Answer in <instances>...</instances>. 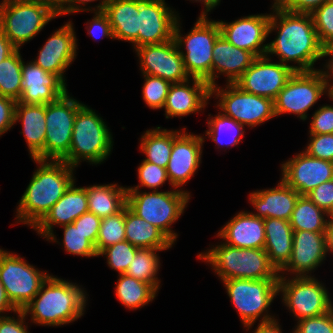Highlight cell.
<instances>
[{
  "instance_id": "cell-30",
  "label": "cell",
  "mask_w": 333,
  "mask_h": 333,
  "mask_svg": "<svg viewBox=\"0 0 333 333\" xmlns=\"http://www.w3.org/2000/svg\"><path fill=\"white\" fill-rule=\"evenodd\" d=\"M103 12L108 16L114 39L138 48L139 0H109Z\"/></svg>"
},
{
  "instance_id": "cell-57",
  "label": "cell",
  "mask_w": 333,
  "mask_h": 333,
  "mask_svg": "<svg viewBox=\"0 0 333 333\" xmlns=\"http://www.w3.org/2000/svg\"><path fill=\"white\" fill-rule=\"evenodd\" d=\"M17 48L5 36L2 29H0V62L12 55Z\"/></svg>"
},
{
  "instance_id": "cell-37",
  "label": "cell",
  "mask_w": 333,
  "mask_h": 333,
  "mask_svg": "<svg viewBox=\"0 0 333 333\" xmlns=\"http://www.w3.org/2000/svg\"><path fill=\"white\" fill-rule=\"evenodd\" d=\"M206 136L216 143L218 149L220 146L233 147L238 146L242 138L245 137V129L242 124L234 119L223 115L221 112L215 114L214 117L211 114L208 115Z\"/></svg>"
},
{
  "instance_id": "cell-2",
  "label": "cell",
  "mask_w": 333,
  "mask_h": 333,
  "mask_svg": "<svg viewBox=\"0 0 333 333\" xmlns=\"http://www.w3.org/2000/svg\"><path fill=\"white\" fill-rule=\"evenodd\" d=\"M38 164L16 209V222L34 228L75 181L64 161L32 159ZM40 165V166H39Z\"/></svg>"
},
{
  "instance_id": "cell-61",
  "label": "cell",
  "mask_w": 333,
  "mask_h": 333,
  "mask_svg": "<svg viewBox=\"0 0 333 333\" xmlns=\"http://www.w3.org/2000/svg\"><path fill=\"white\" fill-rule=\"evenodd\" d=\"M325 237H326V247L327 252L333 254V220L330 218L328 219L327 228L325 231Z\"/></svg>"
},
{
  "instance_id": "cell-50",
  "label": "cell",
  "mask_w": 333,
  "mask_h": 333,
  "mask_svg": "<svg viewBox=\"0 0 333 333\" xmlns=\"http://www.w3.org/2000/svg\"><path fill=\"white\" fill-rule=\"evenodd\" d=\"M94 17L86 23L87 33L95 40L103 37L114 39L112 26L109 22L108 16L103 12H94Z\"/></svg>"
},
{
  "instance_id": "cell-4",
  "label": "cell",
  "mask_w": 333,
  "mask_h": 333,
  "mask_svg": "<svg viewBox=\"0 0 333 333\" xmlns=\"http://www.w3.org/2000/svg\"><path fill=\"white\" fill-rule=\"evenodd\" d=\"M199 253L197 258L212 267L220 281L230 279H279L264 249L237 248L220 242Z\"/></svg>"
},
{
  "instance_id": "cell-1",
  "label": "cell",
  "mask_w": 333,
  "mask_h": 333,
  "mask_svg": "<svg viewBox=\"0 0 333 333\" xmlns=\"http://www.w3.org/2000/svg\"><path fill=\"white\" fill-rule=\"evenodd\" d=\"M268 35L277 33L267 43L266 56H278V61L295 71H313L317 60L323 57V47L318 39L311 14L286 10L272 3ZM295 63L294 65L288 63Z\"/></svg>"
},
{
  "instance_id": "cell-46",
  "label": "cell",
  "mask_w": 333,
  "mask_h": 333,
  "mask_svg": "<svg viewBox=\"0 0 333 333\" xmlns=\"http://www.w3.org/2000/svg\"><path fill=\"white\" fill-rule=\"evenodd\" d=\"M308 142L303 151L311 157L333 162V133L310 134Z\"/></svg>"
},
{
  "instance_id": "cell-31",
  "label": "cell",
  "mask_w": 333,
  "mask_h": 333,
  "mask_svg": "<svg viewBox=\"0 0 333 333\" xmlns=\"http://www.w3.org/2000/svg\"><path fill=\"white\" fill-rule=\"evenodd\" d=\"M265 246L270 263L279 272L289 261L293 244L290 222L278 218L264 219Z\"/></svg>"
},
{
  "instance_id": "cell-62",
  "label": "cell",
  "mask_w": 333,
  "mask_h": 333,
  "mask_svg": "<svg viewBox=\"0 0 333 333\" xmlns=\"http://www.w3.org/2000/svg\"><path fill=\"white\" fill-rule=\"evenodd\" d=\"M194 2H201V4L204 5V9L201 11V14H208V12H211L214 8H216L219 3L216 0H190Z\"/></svg>"
},
{
  "instance_id": "cell-54",
  "label": "cell",
  "mask_w": 333,
  "mask_h": 333,
  "mask_svg": "<svg viewBox=\"0 0 333 333\" xmlns=\"http://www.w3.org/2000/svg\"><path fill=\"white\" fill-rule=\"evenodd\" d=\"M98 0H62V9L60 12V16L62 15H69V14H75V12H82V11H92V12H101L104 11L106 4L109 2V0H101L99 4H97L94 8L88 6L86 8L89 2H94ZM83 5V6H82Z\"/></svg>"
},
{
  "instance_id": "cell-18",
  "label": "cell",
  "mask_w": 333,
  "mask_h": 333,
  "mask_svg": "<svg viewBox=\"0 0 333 333\" xmlns=\"http://www.w3.org/2000/svg\"><path fill=\"white\" fill-rule=\"evenodd\" d=\"M292 245L291 257L279 271V277H288L287 272H290V277L314 276L312 271L323 263L328 254L325 232L293 230Z\"/></svg>"
},
{
  "instance_id": "cell-43",
  "label": "cell",
  "mask_w": 333,
  "mask_h": 333,
  "mask_svg": "<svg viewBox=\"0 0 333 333\" xmlns=\"http://www.w3.org/2000/svg\"><path fill=\"white\" fill-rule=\"evenodd\" d=\"M311 16L323 49L333 46V0L323 3Z\"/></svg>"
},
{
  "instance_id": "cell-60",
  "label": "cell",
  "mask_w": 333,
  "mask_h": 333,
  "mask_svg": "<svg viewBox=\"0 0 333 333\" xmlns=\"http://www.w3.org/2000/svg\"><path fill=\"white\" fill-rule=\"evenodd\" d=\"M26 2L41 3L51 8L58 16L62 9V0H21Z\"/></svg>"
},
{
  "instance_id": "cell-45",
  "label": "cell",
  "mask_w": 333,
  "mask_h": 333,
  "mask_svg": "<svg viewBox=\"0 0 333 333\" xmlns=\"http://www.w3.org/2000/svg\"><path fill=\"white\" fill-rule=\"evenodd\" d=\"M137 176L139 184L127 189H140L143 187L150 188L153 191H158V188L163 186L166 181L169 182L166 168L159 167L158 165L142 161L137 168Z\"/></svg>"
},
{
  "instance_id": "cell-7",
  "label": "cell",
  "mask_w": 333,
  "mask_h": 333,
  "mask_svg": "<svg viewBox=\"0 0 333 333\" xmlns=\"http://www.w3.org/2000/svg\"><path fill=\"white\" fill-rule=\"evenodd\" d=\"M190 195L189 191L176 188L163 192L127 189V207L138 217L159 228L175 244L178 233L171 226L184 213Z\"/></svg>"
},
{
  "instance_id": "cell-13",
  "label": "cell",
  "mask_w": 333,
  "mask_h": 333,
  "mask_svg": "<svg viewBox=\"0 0 333 333\" xmlns=\"http://www.w3.org/2000/svg\"><path fill=\"white\" fill-rule=\"evenodd\" d=\"M324 94L329 96L331 93L319 69L295 71L274 100L275 116L289 113L305 121L307 111Z\"/></svg>"
},
{
  "instance_id": "cell-28",
  "label": "cell",
  "mask_w": 333,
  "mask_h": 333,
  "mask_svg": "<svg viewBox=\"0 0 333 333\" xmlns=\"http://www.w3.org/2000/svg\"><path fill=\"white\" fill-rule=\"evenodd\" d=\"M211 87L217 85L219 75L226 76V83H234L256 58L251 52L232 45L221 34L212 52Z\"/></svg>"
},
{
  "instance_id": "cell-17",
  "label": "cell",
  "mask_w": 333,
  "mask_h": 333,
  "mask_svg": "<svg viewBox=\"0 0 333 333\" xmlns=\"http://www.w3.org/2000/svg\"><path fill=\"white\" fill-rule=\"evenodd\" d=\"M142 74L160 77L171 84L187 81L183 57L174 39L160 44H147L134 49Z\"/></svg>"
},
{
  "instance_id": "cell-44",
  "label": "cell",
  "mask_w": 333,
  "mask_h": 333,
  "mask_svg": "<svg viewBox=\"0 0 333 333\" xmlns=\"http://www.w3.org/2000/svg\"><path fill=\"white\" fill-rule=\"evenodd\" d=\"M144 84L142 98L151 109H163L171 83L156 76L142 74Z\"/></svg>"
},
{
  "instance_id": "cell-49",
  "label": "cell",
  "mask_w": 333,
  "mask_h": 333,
  "mask_svg": "<svg viewBox=\"0 0 333 333\" xmlns=\"http://www.w3.org/2000/svg\"><path fill=\"white\" fill-rule=\"evenodd\" d=\"M307 196L317 207L330 215L333 211V179L315 187Z\"/></svg>"
},
{
  "instance_id": "cell-36",
  "label": "cell",
  "mask_w": 333,
  "mask_h": 333,
  "mask_svg": "<svg viewBox=\"0 0 333 333\" xmlns=\"http://www.w3.org/2000/svg\"><path fill=\"white\" fill-rule=\"evenodd\" d=\"M330 215L317 207L307 195H300L290 217L293 230L325 232Z\"/></svg>"
},
{
  "instance_id": "cell-20",
  "label": "cell",
  "mask_w": 333,
  "mask_h": 333,
  "mask_svg": "<svg viewBox=\"0 0 333 333\" xmlns=\"http://www.w3.org/2000/svg\"><path fill=\"white\" fill-rule=\"evenodd\" d=\"M165 0H139L138 47L172 40L179 14Z\"/></svg>"
},
{
  "instance_id": "cell-38",
  "label": "cell",
  "mask_w": 333,
  "mask_h": 333,
  "mask_svg": "<svg viewBox=\"0 0 333 333\" xmlns=\"http://www.w3.org/2000/svg\"><path fill=\"white\" fill-rule=\"evenodd\" d=\"M164 250L140 248L128 266L126 275L134 277L145 283L151 284L157 291L160 289V279L158 271L160 270V257L157 252Z\"/></svg>"
},
{
  "instance_id": "cell-15",
  "label": "cell",
  "mask_w": 333,
  "mask_h": 333,
  "mask_svg": "<svg viewBox=\"0 0 333 333\" xmlns=\"http://www.w3.org/2000/svg\"><path fill=\"white\" fill-rule=\"evenodd\" d=\"M295 70L268 56L256 57L234 82L242 91L275 100Z\"/></svg>"
},
{
  "instance_id": "cell-35",
  "label": "cell",
  "mask_w": 333,
  "mask_h": 333,
  "mask_svg": "<svg viewBox=\"0 0 333 333\" xmlns=\"http://www.w3.org/2000/svg\"><path fill=\"white\" fill-rule=\"evenodd\" d=\"M173 146V130L162 129L157 126L143 133L140 139V150L145 154L144 161H148L166 168Z\"/></svg>"
},
{
  "instance_id": "cell-34",
  "label": "cell",
  "mask_w": 333,
  "mask_h": 333,
  "mask_svg": "<svg viewBox=\"0 0 333 333\" xmlns=\"http://www.w3.org/2000/svg\"><path fill=\"white\" fill-rule=\"evenodd\" d=\"M115 294L118 301L129 310H138L157 297L158 291L149 283L142 282L126 274L118 275Z\"/></svg>"
},
{
  "instance_id": "cell-33",
  "label": "cell",
  "mask_w": 333,
  "mask_h": 333,
  "mask_svg": "<svg viewBox=\"0 0 333 333\" xmlns=\"http://www.w3.org/2000/svg\"><path fill=\"white\" fill-rule=\"evenodd\" d=\"M88 210L100 218L118 214L127 206V187L96 184L85 187Z\"/></svg>"
},
{
  "instance_id": "cell-10",
  "label": "cell",
  "mask_w": 333,
  "mask_h": 333,
  "mask_svg": "<svg viewBox=\"0 0 333 333\" xmlns=\"http://www.w3.org/2000/svg\"><path fill=\"white\" fill-rule=\"evenodd\" d=\"M18 254L0 248V282L16 310H23L50 275Z\"/></svg>"
},
{
  "instance_id": "cell-21",
  "label": "cell",
  "mask_w": 333,
  "mask_h": 333,
  "mask_svg": "<svg viewBox=\"0 0 333 333\" xmlns=\"http://www.w3.org/2000/svg\"><path fill=\"white\" fill-rule=\"evenodd\" d=\"M72 21L56 29L32 60L43 70L58 75L64 82V73L77 56V37Z\"/></svg>"
},
{
  "instance_id": "cell-39",
  "label": "cell",
  "mask_w": 333,
  "mask_h": 333,
  "mask_svg": "<svg viewBox=\"0 0 333 333\" xmlns=\"http://www.w3.org/2000/svg\"><path fill=\"white\" fill-rule=\"evenodd\" d=\"M23 62L20 49L0 62V95L16 102L22 94Z\"/></svg>"
},
{
  "instance_id": "cell-64",
  "label": "cell",
  "mask_w": 333,
  "mask_h": 333,
  "mask_svg": "<svg viewBox=\"0 0 333 333\" xmlns=\"http://www.w3.org/2000/svg\"><path fill=\"white\" fill-rule=\"evenodd\" d=\"M330 219L333 220V211H332V213L330 214Z\"/></svg>"
},
{
  "instance_id": "cell-55",
  "label": "cell",
  "mask_w": 333,
  "mask_h": 333,
  "mask_svg": "<svg viewBox=\"0 0 333 333\" xmlns=\"http://www.w3.org/2000/svg\"><path fill=\"white\" fill-rule=\"evenodd\" d=\"M327 1L329 0H281L279 4L291 12L311 14Z\"/></svg>"
},
{
  "instance_id": "cell-42",
  "label": "cell",
  "mask_w": 333,
  "mask_h": 333,
  "mask_svg": "<svg viewBox=\"0 0 333 333\" xmlns=\"http://www.w3.org/2000/svg\"><path fill=\"white\" fill-rule=\"evenodd\" d=\"M139 249L125 240L103 249L98 257L104 256L107 259L108 267L114 269L120 275L126 273Z\"/></svg>"
},
{
  "instance_id": "cell-65",
  "label": "cell",
  "mask_w": 333,
  "mask_h": 333,
  "mask_svg": "<svg viewBox=\"0 0 333 333\" xmlns=\"http://www.w3.org/2000/svg\"><path fill=\"white\" fill-rule=\"evenodd\" d=\"M273 3H279L281 0H273Z\"/></svg>"
},
{
  "instance_id": "cell-40",
  "label": "cell",
  "mask_w": 333,
  "mask_h": 333,
  "mask_svg": "<svg viewBox=\"0 0 333 333\" xmlns=\"http://www.w3.org/2000/svg\"><path fill=\"white\" fill-rule=\"evenodd\" d=\"M125 240L124 209L116 215L102 218L95 246L98 254L103 249Z\"/></svg>"
},
{
  "instance_id": "cell-16",
  "label": "cell",
  "mask_w": 333,
  "mask_h": 333,
  "mask_svg": "<svg viewBox=\"0 0 333 333\" xmlns=\"http://www.w3.org/2000/svg\"><path fill=\"white\" fill-rule=\"evenodd\" d=\"M206 136L173 130V146L166 167L169 184L176 189L185 185L195 175L201 164L203 143Z\"/></svg>"
},
{
  "instance_id": "cell-63",
  "label": "cell",
  "mask_w": 333,
  "mask_h": 333,
  "mask_svg": "<svg viewBox=\"0 0 333 333\" xmlns=\"http://www.w3.org/2000/svg\"><path fill=\"white\" fill-rule=\"evenodd\" d=\"M4 2H5V0H2L0 2V29H1V20H2V8H3V5H4Z\"/></svg>"
},
{
  "instance_id": "cell-52",
  "label": "cell",
  "mask_w": 333,
  "mask_h": 333,
  "mask_svg": "<svg viewBox=\"0 0 333 333\" xmlns=\"http://www.w3.org/2000/svg\"><path fill=\"white\" fill-rule=\"evenodd\" d=\"M16 314L12 316H1L0 317V333H30L28 331V322H25V319H28L22 310H16ZM18 314V316H17Z\"/></svg>"
},
{
  "instance_id": "cell-51",
  "label": "cell",
  "mask_w": 333,
  "mask_h": 333,
  "mask_svg": "<svg viewBox=\"0 0 333 333\" xmlns=\"http://www.w3.org/2000/svg\"><path fill=\"white\" fill-rule=\"evenodd\" d=\"M102 218L93 214L92 212H86L77 218L73 224L78 227L86 238L96 246V241L99 235V229L101 225Z\"/></svg>"
},
{
  "instance_id": "cell-5",
  "label": "cell",
  "mask_w": 333,
  "mask_h": 333,
  "mask_svg": "<svg viewBox=\"0 0 333 333\" xmlns=\"http://www.w3.org/2000/svg\"><path fill=\"white\" fill-rule=\"evenodd\" d=\"M107 123L95 110L83 104L77 111L69 155L63 160L71 167L80 162L101 164L113 149V137Z\"/></svg>"
},
{
  "instance_id": "cell-56",
  "label": "cell",
  "mask_w": 333,
  "mask_h": 333,
  "mask_svg": "<svg viewBox=\"0 0 333 333\" xmlns=\"http://www.w3.org/2000/svg\"><path fill=\"white\" fill-rule=\"evenodd\" d=\"M323 58L324 57H330L328 58V60L326 59L325 61H327L325 63V65H323V69H319L323 75V78L326 82L327 87L330 90V93H333V83L331 84V80H333V46H330L326 49L323 50Z\"/></svg>"
},
{
  "instance_id": "cell-26",
  "label": "cell",
  "mask_w": 333,
  "mask_h": 333,
  "mask_svg": "<svg viewBox=\"0 0 333 333\" xmlns=\"http://www.w3.org/2000/svg\"><path fill=\"white\" fill-rule=\"evenodd\" d=\"M277 184L274 188L260 189L249 194V202L257 211L251 212L254 216L290 220L300 194L281 178Z\"/></svg>"
},
{
  "instance_id": "cell-23",
  "label": "cell",
  "mask_w": 333,
  "mask_h": 333,
  "mask_svg": "<svg viewBox=\"0 0 333 333\" xmlns=\"http://www.w3.org/2000/svg\"><path fill=\"white\" fill-rule=\"evenodd\" d=\"M23 62L22 94L18 102L43 105L55 102L67 92V85L58 75L49 73L33 61Z\"/></svg>"
},
{
  "instance_id": "cell-53",
  "label": "cell",
  "mask_w": 333,
  "mask_h": 333,
  "mask_svg": "<svg viewBox=\"0 0 333 333\" xmlns=\"http://www.w3.org/2000/svg\"><path fill=\"white\" fill-rule=\"evenodd\" d=\"M16 101L0 95V137L14 125Z\"/></svg>"
},
{
  "instance_id": "cell-12",
  "label": "cell",
  "mask_w": 333,
  "mask_h": 333,
  "mask_svg": "<svg viewBox=\"0 0 333 333\" xmlns=\"http://www.w3.org/2000/svg\"><path fill=\"white\" fill-rule=\"evenodd\" d=\"M58 15L41 3L5 0L2 8L1 29L10 42L21 49Z\"/></svg>"
},
{
  "instance_id": "cell-19",
  "label": "cell",
  "mask_w": 333,
  "mask_h": 333,
  "mask_svg": "<svg viewBox=\"0 0 333 333\" xmlns=\"http://www.w3.org/2000/svg\"><path fill=\"white\" fill-rule=\"evenodd\" d=\"M281 179L300 195H307L323 182L333 179V162L314 158L305 151L281 164Z\"/></svg>"
},
{
  "instance_id": "cell-47",
  "label": "cell",
  "mask_w": 333,
  "mask_h": 333,
  "mask_svg": "<svg viewBox=\"0 0 333 333\" xmlns=\"http://www.w3.org/2000/svg\"><path fill=\"white\" fill-rule=\"evenodd\" d=\"M292 333H333V309L320 316L297 321Z\"/></svg>"
},
{
  "instance_id": "cell-9",
  "label": "cell",
  "mask_w": 333,
  "mask_h": 333,
  "mask_svg": "<svg viewBox=\"0 0 333 333\" xmlns=\"http://www.w3.org/2000/svg\"><path fill=\"white\" fill-rule=\"evenodd\" d=\"M296 321L320 316L333 309L328 289L314 276L279 277L278 296Z\"/></svg>"
},
{
  "instance_id": "cell-32",
  "label": "cell",
  "mask_w": 333,
  "mask_h": 333,
  "mask_svg": "<svg viewBox=\"0 0 333 333\" xmlns=\"http://www.w3.org/2000/svg\"><path fill=\"white\" fill-rule=\"evenodd\" d=\"M126 241L138 248L167 250L174 243L156 226L124 208Z\"/></svg>"
},
{
  "instance_id": "cell-6",
  "label": "cell",
  "mask_w": 333,
  "mask_h": 333,
  "mask_svg": "<svg viewBox=\"0 0 333 333\" xmlns=\"http://www.w3.org/2000/svg\"><path fill=\"white\" fill-rule=\"evenodd\" d=\"M180 19L176 22L173 39L183 57L185 71L190 78L206 81L211 87L212 52L221 34L219 24L217 20H209L208 14L200 13L194 27L184 36Z\"/></svg>"
},
{
  "instance_id": "cell-14",
  "label": "cell",
  "mask_w": 333,
  "mask_h": 333,
  "mask_svg": "<svg viewBox=\"0 0 333 333\" xmlns=\"http://www.w3.org/2000/svg\"><path fill=\"white\" fill-rule=\"evenodd\" d=\"M83 104L68 92L55 102L45 104L44 160L63 161L69 155L74 120Z\"/></svg>"
},
{
  "instance_id": "cell-58",
  "label": "cell",
  "mask_w": 333,
  "mask_h": 333,
  "mask_svg": "<svg viewBox=\"0 0 333 333\" xmlns=\"http://www.w3.org/2000/svg\"><path fill=\"white\" fill-rule=\"evenodd\" d=\"M281 330L279 321L275 319L269 322L258 323L253 333H283Z\"/></svg>"
},
{
  "instance_id": "cell-3",
  "label": "cell",
  "mask_w": 333,
  "mask_h": 333,
  "mask_svg": "<svg viewBox=\"0 0 333 333\" xmlns=\"http://www.w3.org/2000/svg\"><path fill=\"white\" fill-rule=\"evenodd\" d=\"M88 294L72 281L49 275L39 292L22 310L34 324L64 326L84 315Z\"/></svg>"
},
{
  "instance_id": "cell-24",
  "label": "cell",
  "mask_w": 333,
  "mask_h": 333,
  "mask_svg": "<svg viewBox=\"0 0 333 333\" xmlns=\"http://www.w3.org/2000/svg\"><path fill=\"white\" fill-rule=\"evenodd\" d=\"M75 181L65 191L64 195L51 207L45 217L33 228L47 241L57 242L54 226L73 223L81 215L88 212V202L85 187H76Z\"/></svg>"
},
{
  "instance_id": "cell-27",
  "label": "cell",
  "mask_w": 333,
  "mask_h": 333,
  "mask_svg": "<svg viewBox=\"0 0 333 333\" xmlns=\"http://www.w3.org/2000/svg\"><path fill=\"white\" fill-rule=\"evenodd\" d=\"M217 233L223 243L237 248L264 249V219L249 211L236 213Z\"/></svg>"
},
{
  "instance_id": "cell-48",
  "label": "cell",
  "mask_w": 333,
  "mask_h": 333,
  "mask_svg": "<svg viewBox=\"0 0 333 333\" xmlns=\"http://www.w3.org/2000/svg\"><path fill=\"white\" fill-rule=\"evenodd\" d=\"M333 101V93L329 96ZM310 134H330L333 133V105H322L315 110L310 120Z\"/></svg>"
},
{
  "instance_id": "cell-59",
  "label": "cell",
  "mask_w": 333,
  "mask_h": 333,
  "mask_svg": "<svg viewBox=\"0 0 333 333\" xmlns=\"http://www.w3.org/2000/svg\"><path fill=\"white\" fill-rule=\"evenodd\" d=\"M8 311L16 312V309L11 304V302L8 300L4 287H3L2 283L0 282V317L6 316L7 313L5 314L4 312H8Z\"/></svg>"
},
{
  "instance_id": "cell-25",
  "label": "cell",
  "mask_w": 333,
  "mask_h": 333,
  "mask_svg": "<svg viewBox=\"0 0 333 333\" xmlns=\"http://www.w3.org/2000/svg\"><path fill=\"white\" fill-rule=\"evenodd\" d=\"M210 99L211 87L201 79L189 78L187 81L171 84L163 106L165 118H182L199 113L209 104Z\"/></svg>"
},
{
  "instance_id": "cell-11",
  "label": "cell",
  "mask_w": 333,
  "mask_h": 333,
  "mask_svg": "<svg viewBox=\"0 0 333 333\" xmlns=\"http://www.w3.org/2000/svg\"><path fill=\"white\" fill-rule=\"evenodd\" d=\"M212 97L219 99L215 106L223 115L244 127L253 128L276 117L274 100L242 91L234 83H226L225 89L218 84L211 87Z\"/></svg>"
},
{
  "instance_id": "cell-29",
  "label": "cell",
  "mask_w": 333,
  "mask_h": 333,
  "mask_svg": "<svg viewBox=\"0 0 333 333\" xmlns=\"http://www.w3.org/2000/svg\"><path fill=\"white\" fill-rule=\"evenodd\" d=\"M15 125L21 122L22 132L28 146L31 159L44 160L46 137L45 104H23L16 102Z\"/></svg>"
},
{
  "instance_id": "cell-8",
  "label": "cell",
  "mask_w": 333,
  "mask_h": 333,
  "mask_svg": "<svg viewBox=\"0 0 333 333\" xmlns=\"http://www.w3.org/2000/svg\"><path fill=\"white\" fill-rule=\"evenodd\" d=\"M222 283L246 330L260 317L259 323L276 319L270 315L269 306L278 295V279H230Z\"/></svg>"
},
{
  "instance_id": "cell-41",
  "label": "cell",
  "mask_w": 333,
  "mask_h": 333,
  "mask_svg": "<svg viewBox=\"0 0 333 333\" xmlns=\"http://www.w3.org/2000/svg\"><path fill=\"white\" fill-rule=\"evenodd\" d=\"M62 244L67 254L82 257H98L95 246L86 238V235L73 223L63 225Z\"/></svg>"
},
{
  "instance_id": "cell-22",
  "label": "cell",
  "mask_w": 333,
  "mask_h": 333,
  "mask_svg": "<svg viewBox=\"0 0 333 333\" xmlns=\"http://www.w3.org/2000/svg\"><path fill=\"white\" fill-rule=\"evenodd\" d=\"M217 22L221 35L232 45L251 52L255 57L266 55L270 14H254L233 22Z\"/></svg>"
}]
</instances>
